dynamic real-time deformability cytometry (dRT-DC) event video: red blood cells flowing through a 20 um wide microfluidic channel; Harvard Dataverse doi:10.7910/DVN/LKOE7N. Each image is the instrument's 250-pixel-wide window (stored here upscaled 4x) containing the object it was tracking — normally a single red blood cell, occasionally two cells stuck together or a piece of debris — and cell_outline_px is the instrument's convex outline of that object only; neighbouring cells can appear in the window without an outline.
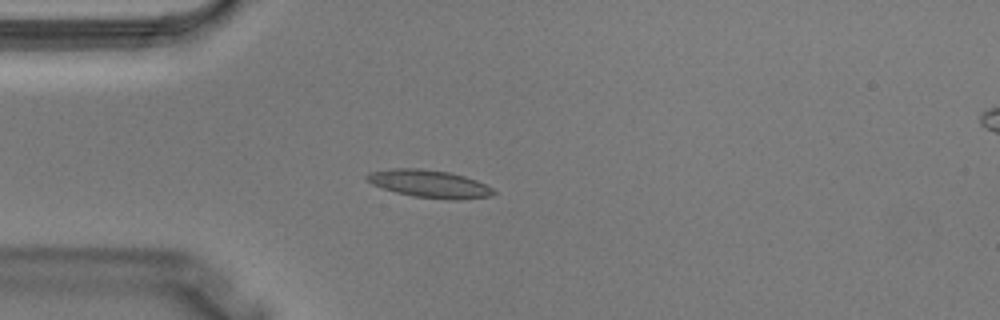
{"species": "Egyptian fruit bat (a non-hibernating species)", "species_latin": "Rousettus aegyptiacus", "temperature_condition": "warm", "stored_images_in_passage": 2, "camera_frame_rate_fps": 3000, "um_per_image_px": 0.085, "animal": {"sex": "male"}, "frame": {"image": 1, "passage_image": 2, "time_ms": 0.333, "image_size_px": [1000, 320], "cell_outline_px": [[496, 192], [492, 196], [460, 200], [452, 200], [412, 196], [396, 192], [372, 184], [364, 176], [368, 172], [392, 168], [420, 168], [448, 172], [464, 176], [476, 180], [492, 188]], "centroid_in_image_um": [36.5, 15.62], "position_along_channel_um": 48.5, "area_um2": 20.4}}